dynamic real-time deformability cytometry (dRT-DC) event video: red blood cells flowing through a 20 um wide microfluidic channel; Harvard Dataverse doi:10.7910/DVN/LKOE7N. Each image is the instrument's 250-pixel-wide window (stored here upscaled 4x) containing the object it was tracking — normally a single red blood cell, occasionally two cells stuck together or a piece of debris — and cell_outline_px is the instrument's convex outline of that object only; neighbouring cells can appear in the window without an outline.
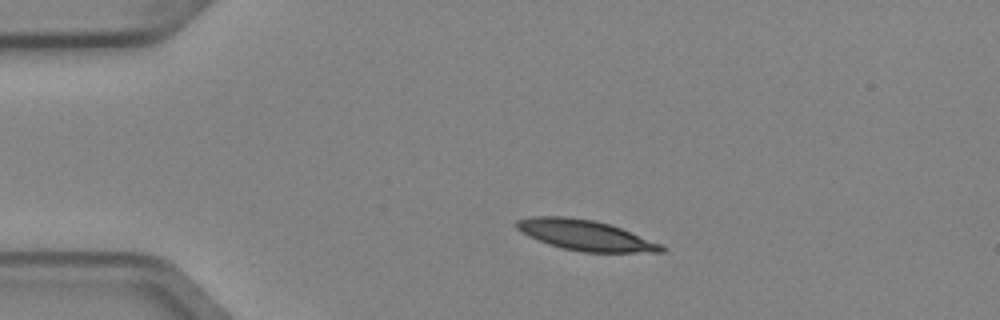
{"species": "Egyptian fruit bat (a non-hibernating species)", "species_latin": "Rousettus aegyptiacus", "temperature_condition": "cold", "stored_images_in_passage": 3, "camera_frame_rate_fps": 3000, "um_per_image_px": 0.085, "animal": {"sex": "female"}, "frame": {"image": 1, "passage_image": 2, "time_ms": 0.333, "image_size_px": [1000, 320], "cell_outline_px": [[668, 248], [664, 252], [584, 252], [560, 248], [548, 244], [528, 236], [516, 228], [512, 224], [516, 220], [532, 216], [564, 216], [596, 220], [620, 228], [664, 244]], "centroid_in_image_um": [49.75, 19.99], "position_along_channel_um": 35.2, "area_um2": 25.95}}